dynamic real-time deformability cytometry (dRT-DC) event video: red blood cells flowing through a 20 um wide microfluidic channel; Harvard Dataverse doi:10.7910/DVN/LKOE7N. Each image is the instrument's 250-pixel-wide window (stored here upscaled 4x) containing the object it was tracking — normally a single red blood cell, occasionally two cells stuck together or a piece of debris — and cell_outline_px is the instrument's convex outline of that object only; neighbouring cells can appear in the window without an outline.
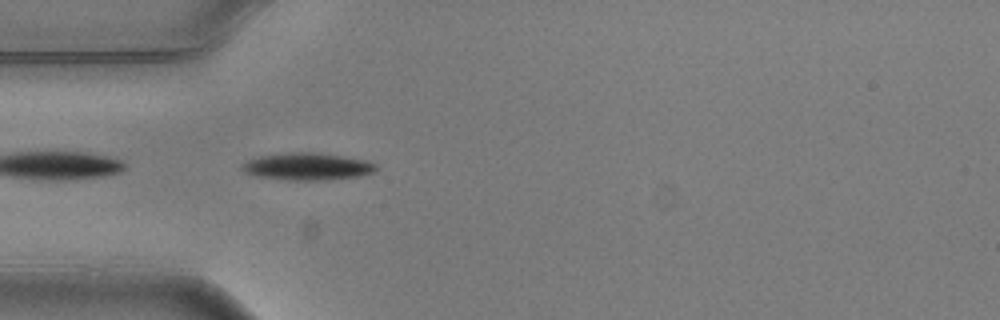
{"species": "common noctule bat (a hibernating species)", "species_latin": "Nyctalus noctula", "temperature_condition": "warm", "stored_images_in_passage": 3, "camera_frame_rate_fps": 3000, "um_per_image_px": 0.085, "animal": {"sex": "male", "body_mass_g": 20.5, "forearm_length_mm": 52.5}, "frame": {"image": 1, "passage_image": 3, "time_ms": 0.667, "image_size_px": [1000, 320], "cell_outline_px": [[376, 168], [372, 172], [360, 176], [324, 180], [288, 180], [252, 176], [244, 172], [240, 168], [240, 164], [248, 160], [260, 156], [292, 152], [320, 152], [364, 160], [376, 164]], "centroid_in_image_um": [26.06, 14.15], "position_along_channel_um": 58.9, "area_um2": 21.33}}